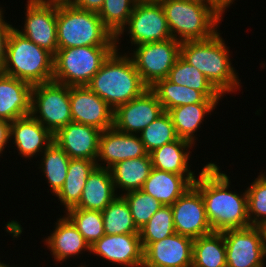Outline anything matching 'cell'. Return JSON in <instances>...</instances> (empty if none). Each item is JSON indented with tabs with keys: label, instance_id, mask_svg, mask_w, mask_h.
<instances>
[{
	"label": "cell",
	"instance_id": "1",
	"mask_svg": "<svg viewBox=\"0 0 266 267\" xmlns=\"http://www.w3.org/2000/svg\"><path fill=\"white\" fill-rule=\"evenodd\" d=\"M218 166L216 162L206 163L193 183L201 193L212 230L223 232L251 226L246 189L241 194L229 190L230 177Z\"/></svg>",
	"mask_w": 266,
	"mask_h": 267
},
{
	"label": "cell",
	"instance_id": "2",
	"mask_svg": "<svg viewBox=\"0 0 266 267\" xmlns=\"http://www.w3.org/2000/svg\"><path fill=\"white\" fill-rule=\"evenodd\" d=\"M220 31L206 40L184 41L180 57L205 75L213 87L224 97L240 90L241 80L231 63L230 50Z\"/></svg>",
	"mask_w": 266,
	"mask_h": 267
},
{
	"label": "cell",
	"instance_id": "3",
	"mask_svg": "<svg viewBox=\"0 0 266 267\" xmlns=\"http://www.w3.org/2000/svg\"><path fill=\"white\" fill-rule=\"evenodd\" d=\"M121 53V54H120ZM113 110L139 97L148 87L128 53L115 49L86 85Z\"/></svg>",
	"mask_w": 266,
	"mask_h": 267
},
{
	"label": "cell",
	"instance_id": "4",
	"mask_svg": "<svg viewBox=\"0 0 266 267\" xmlns=\"http://www.w3.org/2000/svg\"><path fill=\"white\" fill-rule=\"evenodd\" d=\"M160 3L175 40H206L219 31L223 15L203 0H161Z\"/></svg>",
	"mask_w": 266,
	"mask_h": 267
},
{
	"label": "cell",
	"instance_id": "5",
	"mask_svg": "<svg viewBox=\"0 0 266 267\" xmlns=\"http://www.w3.org/2000/svg\"><path fill=\"white\" fill-rule=\"evenodd\" d=\"M58 48L79 46H116L115 36L97 12L57 2Z\"/></svg>",
	"mask_w": 266,
	"mask_h": 267
},
{
	"label": "cell",
	"instance_id": "6",
	"mask_svg": "<svg viewBox=\"0 0 266 267\" xmlns=\"http://www.w3.org/2000/svg\"><path fill=\"white\" fill-rule=\"evenodd\" d=\"M54 56L17 31L11 30L2 73L31 85L53 80Z\"/></svg>",
	"mask_w": 266,
	"mask_h": 267
},
{
	"label": "cell",
	"instance_id": "7",
	"mask_svg": "<svg viewBox=\"0 0 266 267\" xmlns=\"http://www.w3.org/2000/svg\"><path fill=\"white\" fill-rule=\"evenodd\" d=\"M116 46L58 48L53 60V81L86 86Z\"/></svg>",
	"mask_w": 266,
	"mask_h": 267
},
{
	"label": "cell",
	"instance_id": "8",
	"mask_svg": "<svg viewBox=\"0 0 266 267\" xmlns=\"http://www.w3.org/2000/svg\"><path fill=\"white\" fill-rule=\"evenodd\" d=\"M31 115L53 135L71 123L70 86L53 80L33 85Z\"/></svg>",
	"mask_w": 266,
	"mask_h": 267
},
{
	"label": "cell",
	"instance_id": "9",
	"mask_svg": "<svg viewBox=\"0 0 266 267\" xmlns=\"http://www.w3.org/2000/svg\"><path fill=\"white\" fill-rule=\"evenodd\" d=\"M124 32L129 35L128 43H131V47L172 38L160 2H136L127 24L115 36L116 49H121L119 40L125 34Z\"/></svg>",
	"mask_w": 266,
	"mask_h": 267
},
{
	"label": "cell",
	"instance_id": "10",
	"mask_svg": "<svg viewBox=\"0 0 266 267\" xmlns=\"http://www.w3.org/2000/svg\"><path fill=\"white\" fill-rule=\"evenodd\" d=\"M181 42L174 38L137 45L128 52L143 83L152 87L158 80L168 77L180 56ZM132 52V53H130Z\"/></svg>",
	"mask_w": 266,
	"mask_h": 267
},
{
	"label": "cell",
	"instance_id": "11",
	"mask_svg": "<svg viewBox=\"0 0 266 267\" xmlns=\"http://www.w3.org/2000/svg\"><path fill=\"white\" fill-rule=\"evenodd\" d=\"M227 267H265L266 228L251 225L223 231Z\"/></svg>",
	"mask_w": 266,
	"mask_h": 267
},
{
	"label": "cell",
	"instance_id": "12",
	"mask_svg": "<svg viewBox=\"0 0 266 267\" xmlns=\"http://www.w3.org/2000/svg\"><path fill=\"white\" fill-rule=\"evenodd\" d=\"M24 28L18 32L53 56L58 51L57 2L52 0L26 1Z\"/></svg>",
	"mask_w": 266,
	"mask_h": 267
},
{
	"label": "cell",
	"instance_id": "13",
	"mask_svg": "<svg viewBox=\"0 0 266 267\" xmlns=\"http://www.w3.org/2000/svg\"><path fill=\"white\" fill-rule=\"evenodd\" d=\"M171 208L177 234L196 239L213 232L201 193L194 185L182 194Z\"/></svg>",
	"mask_w": 266,
	"mask_h": 267
},
{
	"label": "cell",
	"instance_id": "14",
	"mask_svg": "<svg viewBox=\"0 0 266 267\" xmlns=\"http://www.w3.org/2000/svg\"><path fill=\"white\" fill-rule=\"evenodd\" d=\"M163 112L156 94L148 88L139 97L114 110L113 126L127 134H139Z\"/></svg>",
	"mask_w": 266,
	"mask_h": 267
},
{
	"label": "cell",
	"instance_id": "15",
	"mask_svg": "<svg viewBox=\"0 0 266 267\" xmlns=\"http://www.w3.org/2000/svg\"><path fill=\"white\" fill-rule=\"evenodd\" d=\"M72 121L101 131L113 127L114 110L87 86H70Z\"/></svg>",
	"mask_w": 266,
	"mask_h": 267
},
{
	"label": "cell",
	"instance_id": "16",
	"mask_svg": "<svg viewBox=\"0 0 266 267\" xmlns=\"http://www.w3.org/2000/svg\"><path fill=\"white\" fill-rule=\"evenodd\" d=\"M194 239L176 232L143 250L142 267H191Z\"/></svg>",
	"mask_w": 266,
	"mask_h": 267
},
{
	"label": "cell",
	"instance_id": "17",
	"mask_svg": "<svg viewBox=\"0 0 266 267\" xmlns=\"http://www.w3.org/2000/svg\"><path fill=\"white\" fill-rule=\"evenodd\" d=\"M147 155L139 134H127L113 126L101 132L96 166L110 169L118 162Z\"/></svg>",
	"mask_w": 266,
	"mask_h": 267
},
{
	"label": "cell",
	"instance_id": "18",
	"mask_svg": "<svg viewBox=\"0 0 266 267\" xmlns=\"http://www.w3.org/2000/svg\"><path fill=\"white\" fill-rule=\"evenodd\" d=\"M91 254L118 266L142 267L143 265V247L139 234H105L90 247V256Z\"/></svg>",
	"mask_w": 266,
	"mask_h": 267
},
{
	"label": "cell",
	"instance_id": "19",
	"mask_svg": "<svg viewBox=\"0 0 266 267\" xmlns=\"http://www.w3.org/2000/svg\"><path fill=\"white\" fill-rule=\"evenodd\" d=\"M10 140H13L10 142L16 147L18 156L31 161L54 141V135L30 114L11 122Z\"/></svg>",
	"mask_w": 266,
	"mask_h": 267
},
{
	"label": "cell",
	"instance_id": "20",
	"mask_svg": "<svg viewBox=\"0 0 266 267\" xmlns=\"http://www.w3.org/2000/svg\"><path fill=\"white\" fill-rule=\"evenodd\" d=\"M101 132L96 127L72 121L54 134V141L70 158L96 162Z\"/></svg>",
	"mask_w": 266,
	"mask_h": 267
},
{
	"label": "cell",
	"instance_id": "21",
	"mask_svg": "<svg viewBox=\"0 0 266 267\" xmlns=\"http://www.w3.org/2000/svg\"><path fill=\"white\" fill-rule=\"evenodd\" d=\"M54 227L43 242L56 262L62 264L70 257L74 259L85 251L90 252L89 244L65 215L57 219Z\"/></svg>",
	"mask_w": 266,
	"mask_h": 267
},
{
	"label": "cell",
	"instance_id": "22",
	"mask_svg": "<svg viewBox=\"0 0 266 267\" xmlns=\"http://www.w3.org/2000/svg\"><path fill=\"white\" fill-rule=\"evenodd\" d=\"M30 83L0 72V119L14 121L31 114Z\"/></svg>",
	"mask_w": 266,
	"mask_h": 267
},
{
	"label": "cell",
	"instance_id": "23",
	"mask_svg": "<svg viewBox=\"0 0 266 267\" xmlns=\"http://www.w3.org/2000/svg\"><path fill=\"white\" fill-rule=\"evenodd\" d=\"M192 146L195 147L191 142L178 138L155 149L150 153L152 168L183 175L193 185L198 175L189 164Z\"/></svg>",
	"mask_w": 266,
	"mask_h": 267
},
{
	"label": "cell",
	"instance_id": "24",
	"mask_svg": "<svg viewBox=\"0 0 266 267\" xmlns=\"http://www.w3.org/2000/svg\"><path fill=\"white\" fill-rule=\"evenodd\" d=\"M117 196L110 169L96 166L88 175L75 208L102 212Z\"/></svg>",
	"mask_w": 266,
	"mask_h": 267
},
{
	"label": "cell",
	"instance_id": "25",
	"mask_svg": "<svg viewBox=\"0 0 266 267\" xmlns=\"http://www.w3.org/2000/svg\"><path fill=\"white\" fill-rule=\"evenodd\" d=\"M192 184L183 176L152 168L142 191L164 206H171Z\"/></svg>",
	"mask_w": 266,
	"mask_h": 267
},
{
	"label": "cell",
	"instance_id": "26",
	"mask_svg": "<svg viewBox=\"0 0 266 267\" xmlns=\"http://www.w3.org/2000/svg\"><path fill=\"white\" fill-rule=\"evenodd\" d=\"M152 169L150 154L118 162L110 168L117 195L141 190ZM118 189V190H117ZM121 192V194H120Z\"/></svg>",
	"mask_w": 266,
	"mask_h": 267
},
{
	"label": "cell",
	"instance_id": "27",
	"mask_svg": "<svg viewBox=\"0 0 266 267\" xmlns=\"http://www.w3.org/2000/svg\"><path fill=\"white\" fill-rule=\"evenodd\" d=\"M218 104L195 103L169 109L167 112L172 119L177 136L195 145L198 139L195 132L201 128L204 118L209 114L212 115L211 112L215 111Z\"/></svg>",
	"mask_w": 266,
	"mask_h": 267
},
{
	"label": "cell",
	"instance_id": "28",
	"mask_svg": "<svg viewBox=\"0 0 266 267\" xmlns=\"http://www.w3.org/2000/svg\"><path fill=\"white\" fill-rule=\"evenodd\" d=\"M150 89L156 94L164 111L195 103H219L223 98H207L202 92L184 85H177L167 78L158 80Z\"/></svg>",
	"mask_w": 266,
	"mask_h": 267
},
{
	"label": "cell",
	"instance_id": "29",
	"mask_svg": "<svg viewBox=\"0 0 266 267\" xmlns=\"http://www.w3.org/2000/svg\"><path fill=\"white\" fill-rule=\"evenodd\" d=\"M95 167L96 162L92 160L70 159L64 185L55 195V197H58L60 204L65 208L64 212L79 203L88 175Z\"/></svg>",
	"mask_w": 266,
	"mask_h": 267
},
{
	"label": "cell",
	"instance_id": "30",
	"mask_svg": "<svg viewBox=\"0 0 266 267\" xmlns=\"http://www.w3.org/2000/svg\"><path fill=\"white\" fill-rule=\"evenodd\" d=\"M191 267H227L222 232L213 231L194 239Z\"/></svg>",
	"mask_w": 266,
	"mask_h": 267
},
{
	"label": "cell",
	"instance_id": "31",
	"mask_svg": "<svg viewBox=\"0 0 266 267\" xmlns=\"http://www.w3.org/2000/svg\"><path fill=\"white\" fill-rule=\"evenodd\" d=\"M70 157L53 141L41 154L38 169L42 170L52 195L55 196L63 187L67 177Z\"/></svg>",
	"mask_w": 266,
	"mask_h": 267
},
{
	"label": "cell",
	"instance_id": "32",
	"mask_svg": "<svg viewBox=\"0 0 266 267\" xmlns=\"http://www.w3.org/2000/svg\"><path fill=\"white\" fill-rule=\"evenodd\" d=\"M102 217L105 234H139V230L134 224L129 205L122 195H118L102 211Z\"/></svg>",
	"mask_w": 266,
	"mask_h": 267
},
{
	"label": "cell",
	"instance_id": "33",
	"mask_svg": "<svg viewBox=\"0 0 266 267\" xmlns=\"http://www.w3.org/2000/svg\"><path fill=\"white\" fill-rule=\"evenodd\" d=\"M177 85H184L202 92L207 98H224L196 67L188 64L180 56L175 61L167 77Z\"/></svg>",
	"mask_w": 266,
	"mask_h": 267
},
{
	"label": "cell",
	"instance_id": "34",
	"mask_svg": "<svg viewBox=\"0 0 266 267\" xmlns=\"http://www.w3.org/2000/svg\"><path fill=\"white\" fill-rule=\"evenodd\" d=\"M64 213L90 247L105 235L101 211L73 207Z\"/></svg>",
	"mask_w": 266,
	"mask_h": 267
},
{
	"label": "cell",
	"instance_id": "35",
	"mask_svg": "<svg viewBox=\"0 0 266 267\" xmlns=\"http://www.w3.org/2000/svg\"><path fill=\"white\" fill-rule=\"evenodd\" d=\"M139 136L148 154L179 138L167 111H164L154 121L148 124L147 127L139 133Z\"/></svg>",
	"mask_w": 266,
	"mask_h": 267
},
{
	"label": "cell",
	"instance_id": "36",
	"mask_svg": "<svg viewBox=\"0 0 266 267\" xmlns=\"http://www.w3.org/2000/svg\"><path fill=\"white\" fill-rule=\"evenodd\" d=\"M175 233L171 206H162L139 230L143 250L151 243L160 241Z\"/></svg>",
	"mask_w": 266,
	"mask_h": 267
},
{
	"label": "cell",
	"instance_id": "37",
	"mask_svg": "<svg viewBox=\"0 0 266 267\" xmlns=\"http://www.w3.org/2000/svg\"><path fill=\"white\" fill-rule=\"evenodd\" d=\"M266 173H259L246 188L250 225L266 228Z\"/></svg>",
	"mask_w": 266,
	"mask_h": 267
},
{
	"label": "cell",
	"instance_id": "38",
	"mask_svg": "<svg viewBox=\"0 0 266 267\" xmlns=\"http://www.w3.org/2000/svg\"><path fill=\"white\" fill-rule=\"evenodd\" d=\"M136 0H104L98 12L104 25L116 36L128 22Z\"/></svg>",
	"mask_w": 266,
	"mask_h": 267
},
{
	"label": "cell",
	"instance_id": "39",
	"mask_svg": "<svg viewBox=\"0 0 266 267\" xmlns=\"http://www.w3.org/2000/svg\"><path fill=\"white\" fill-rule=\"evenodd\" d=\"M122 196L129 205L134 224L138 230L142 229L163 206L159 201L142 190L130 191Z\"/></svg>",
	"mask_w": 266,
	"mask_h": 267
},
{
	"label": "cell",
	"instance_id": "40",
	"mask_svg": "<svg viewBox=\"0 0 266 267\" xmlns=\"http://www.w3.org/2000/svg\"><path fill=\"white\" fill-rule=\"evenodd\" d=\"M3 12H5L4 9L0 11V72H2L5 63L8 37L13 29V25L4 19L5 17Z\"/></svg>",
	"mask_w": 266,
	"mask_h": 267
},
{
	"label": "cell",
	"instance_id": "41",
	"mask_svg": "<svg viewBox=\"0 0 266 267\" xmlns=\"http://www.w3.org/2000/svg\"><path fill=\"white\" fill-rule=\"evenodd\" d=\"M68 3L78 9L99 12L104 0H69Z\"/></svg>",
	"mask_w": 266,
	"mask_h": 267
},
{
	"label": "cell",
	"instance_id": "42",
	"mask_svg": "<svg viewBox=\"0 0 266 267\" xmlns=\"http://www.w3.org/2000/svg\"><path fill=\"white\" fill-rule=\"evenodd\" d=\"M10 121L0 119V157L8 146V143H11L10 140ZM2 154V155H1Z\"/></svg>",
	"mask_w": 266,
	"mask_h": 267
},
{
	"label": "cell",
	"instance_id": "43",
	"mask_svg": "<svg viewBox=\"0 0 266 267\" xmlns=\"http://www.w3.org/2000/svg\"><path fill=\"white\" fill-rule=\"evenodd\" d=\"M212 5L221 15L230 7L235 0H203Z\"/></svg>",
	"mask_w": 266,
	"mask_h": 267
},
{
	"label": "cell",
	"instance_id": "44",
	"mask_svg": "<svg viewBox=\"0 0 266 267\" xmlns=\"http://www.w3.org/2000/svg\"><path fill=\"white\" fill-rule=\"evenodd\" d=\"M161 0H136V2H160Z\"/></svg>",
	"mask_w": 266,
	"mask_h": 267
},
{
	"label": "cell",
	"instance_id": "45",
	"mask_svg": "<svg viewBox=\"0 0 266 267\" xmlns=\"http://www.w3.org/2000/svg\"><path fill=\"white\" fill-rule=\"evenodd\" d=\"M9 264H5L3 262L0 261V267H7Z\"/></svg>",
	"mask_w": 266,
	"mask_h": 267
},
{
	"label": "cell",
	"instance_id": "46",
	"mask_svg": "<svg viewBox=\"0 0 266 267\" xmlns=\"http://www.w3.org/2000/svg\"><path fill=\"white\" fill-rule=\"evenodd\" d=\"M52 1H56V2H68L69 0H52Z\"/></svg>",
	"mask_w": 266,
	"mask_h": 267
},
{
	"label": "cell",
	"instance_id": "47",
	"mask_svg": "<svg viewBox=\"0 0 266 267\" xmlns=\"http://www.w3.org/2000/svg\"><path fill=\"white\" fill-rule=\"evenodd\" d=\"M86 262H84V264L83 265H80L79 264V266L78 267H86V264H85Z\"/></svg>",
	"mask_w": 266,
	"mask_h": 267
}]
</instances>
